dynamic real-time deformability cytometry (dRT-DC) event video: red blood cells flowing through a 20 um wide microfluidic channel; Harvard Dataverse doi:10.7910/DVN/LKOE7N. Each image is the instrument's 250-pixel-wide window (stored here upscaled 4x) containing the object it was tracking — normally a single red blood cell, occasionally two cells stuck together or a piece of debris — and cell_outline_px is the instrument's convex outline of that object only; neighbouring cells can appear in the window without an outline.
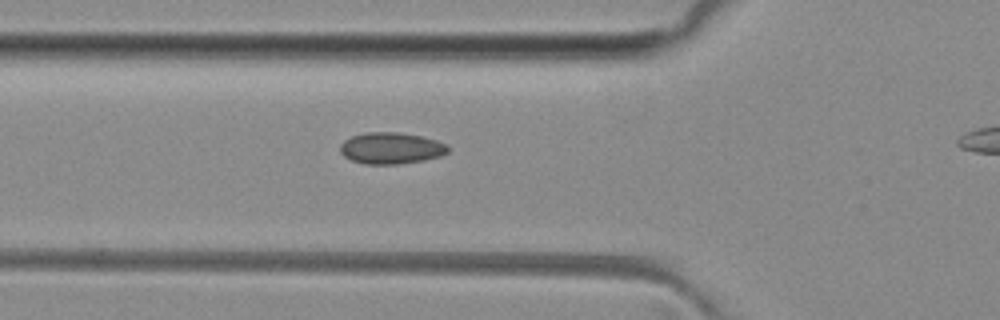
{"species": "common noctule bat (a hibernating species)", "species_latin": "Nyctalus noctula", "temperature_condition": "room temperature", "stored_images_in_passage": 28, "camera_frame_rate_fps": 3000, "um_per_image_px": 0.085, "animal": {"sex": "female", "body_mass_g": 29.2, "forearm_length_mm": 56.3}, "frame": {"image": 1, "passage_image": 2, "time_ms": 0.333, "image_size_px": [1000, 320], "cell_outline_px": [[448, 152], [440, 156], [424, 160], [400, 164], [364, 164], [352, 160], [344, 156], [340, 152], [340, 144], [344, 140], [352, 136], [364, 132], [400, 132], [420, 136], [436, 140], [448, 144]], "centroid_in_image_um": [33.23, 12.59], "position_along_channel_um": 92.6, "area_um2": 19.88}}
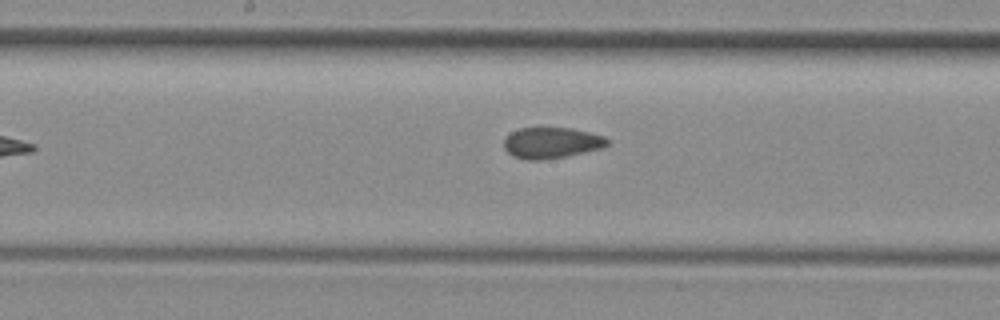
{"frame": {"image": 2, "passage_image": 10, "time_ms": 3.0, "image_size_px": [1000, 320], "cell_outline_px": [[608, 144], [604, 148], [564, 156], [540, 160], [528, 160], [512, 156], [504, 148], [504, 140], [512, 132], [520, 128], [572, 128], [604, 136], [608, 140]], "centroid_in_image_um": [46.88, 12.14], "position_along_channel_um": 201.3, "area_um2": 18.5}}
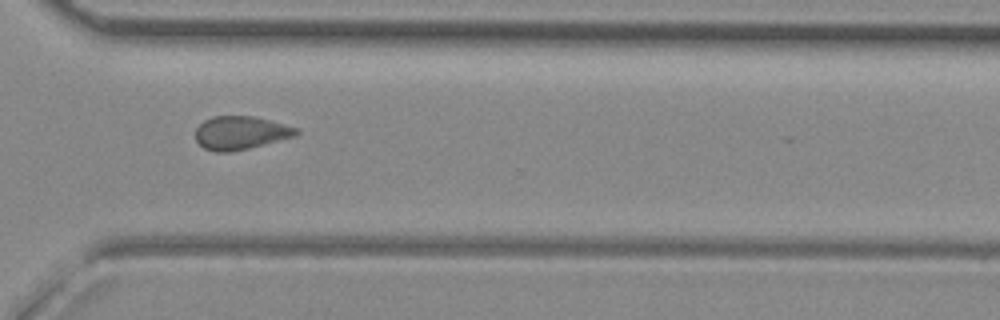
{"frame": {"image": 3, "passage_image": 21, "time_ms": 6.667, "image_size_px": [1000, 320], "cell_outline_px": [[300, 132], [296, 136], [248, 148], [228, 152], [216, 152], [204, 148], [196, 140], [196, 128], [204, 120], [212, 116], [252, 116], [268, 120], [296, 128]], "centroid_in_image_um": [20.42, 11.29], "position_along_channel_um": 350.2, "area_um2": 19.31}}